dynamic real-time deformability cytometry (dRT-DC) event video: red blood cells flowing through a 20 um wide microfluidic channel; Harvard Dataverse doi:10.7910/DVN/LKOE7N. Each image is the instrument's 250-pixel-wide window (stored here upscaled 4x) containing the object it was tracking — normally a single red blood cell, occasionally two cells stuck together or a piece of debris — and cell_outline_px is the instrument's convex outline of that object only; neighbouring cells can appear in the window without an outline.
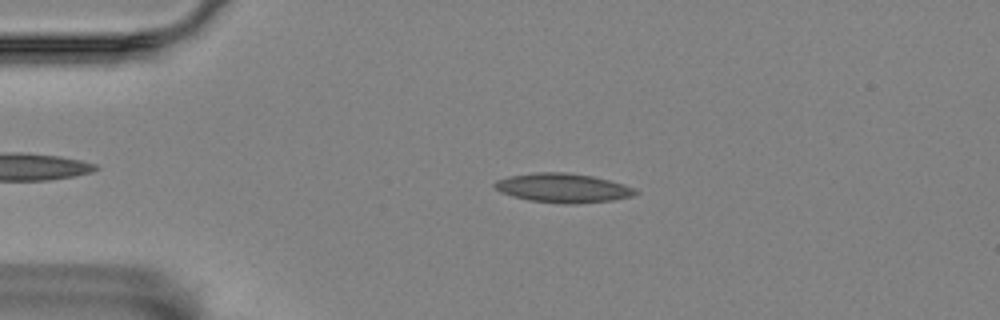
{"species": "Egyptian fruit bat (a non-hibernating species)", "species_latin": "Rousettus aegyptiacus", "temperature_condition": "room temperature", "stored_images_in_passage": 49, "camera_frame_rate_fps": 3000, "um_per_image_px": 0.085, "animal": {"sex": "female"}, "frame": {"image": 1, "passage_image": 11, "time_ms": 3.333, "image_size_px": [1000, 320], "cell_outline_px": [[640, 192], [632, 196], [612, 200], [576, 204], [564, 204], [528, 200], [512, 196], [500, 192], [492, 184], [496, 180], [508, 176], [532, 172], [564, 172], [592, 176], [624, 184]], "centroid_in_image_um": [47.81, 15.97], "position_along_channel_um": 37.2, "area_um2": 23.99}}
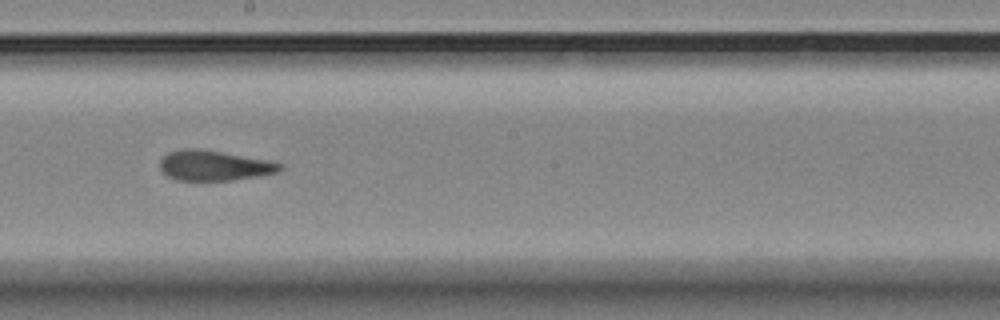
{"frame": {"image": 2, "passage_image": 30, "time_ms": 9.667, "image_size_px": [1000, 320], "cell_outline_px": [[284, 168], [280, 172], [232, 180], [176, 180], [168, 176], [160, 168], [160, 160], [168, 152], [184, 148], [196, 148], [268, 160], [284, 164]], "centroid_in_image_um": [18.22, 14.07], "position_along_channel_um": 230.0, "area_um2": 20.98}}
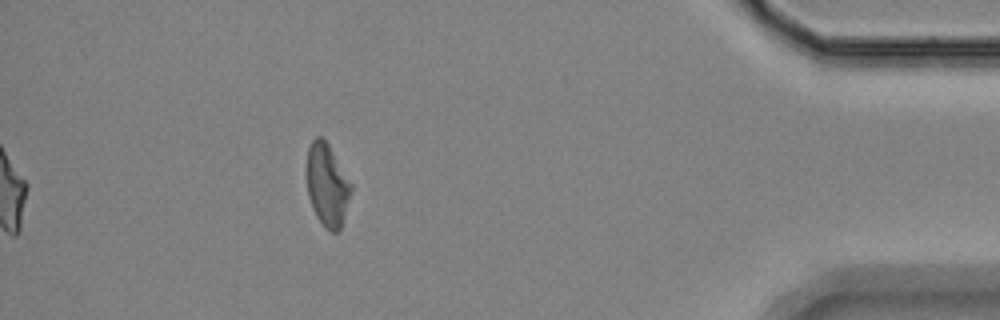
{"frame": {"image": 3, "passage_image": 49, "time_ms": 16.0, "image_size_px": [1000, 320], "cell_outline_px": [[352, 188], [340, 228], [336, 232], [328, 232], [324, 228], [316, 216], [312, 208], [308, 196], [308, 148], [312, 140], [316, 136], [320, 136], [328, 144], [352, 184]], "centroid_in_image_um": [27.81, 15.75], "position_along_channel_um": 407.4, "area_um2": 20.92}, "authors_computed_cell_mechanics": {"area_um2": 21.964, "velocity_mm_per_s": 3.5578, "shape_relaxation_time_tau1_ms": null, "shape_relaxation_time_tau2_ms": 2.5335, "deformation_change_tau1": null, "deformation_change_tau2": 0.105}}